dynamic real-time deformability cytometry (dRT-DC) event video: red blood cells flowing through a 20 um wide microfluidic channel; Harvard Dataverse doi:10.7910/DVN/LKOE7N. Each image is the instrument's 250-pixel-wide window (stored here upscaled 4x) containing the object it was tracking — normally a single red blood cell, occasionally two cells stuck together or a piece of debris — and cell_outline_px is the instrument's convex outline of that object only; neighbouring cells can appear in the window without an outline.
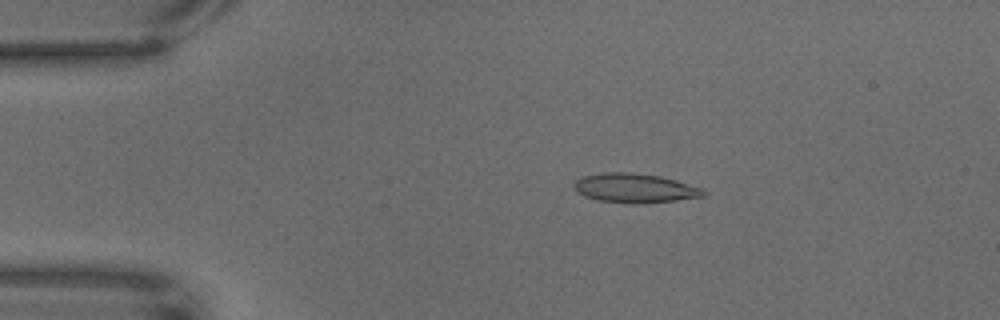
{"species": "common noctule bat (a hibernating species)", "species_latin": "Nyctalus noctula", "temperature_condition": "warm", "stored_images_in_passage": 67, "camera_frame_rate_fps": 3000, "um_per_image_px": 0.085, "animal": {"sex": "male", "body_mass_g": 18.8}, "frame": {"image": 1, "passage_image": 13, "time_ms": 4.0, "image_size_px": [1000, 320], "cell_outline_px": [[708, 192], [704, 196], [676, 200], [600, 200], [584, 196], [576, 192], [572, 188], [572, 184], [576, 180], [584, 176], [604, 172], [628, 172], [660, 176], [676, 180], [704, 188]], "centroid_in_image_um": [53.95, 15.93], "position_along_channel_um": 31.0, "area_um2": 21.04}}
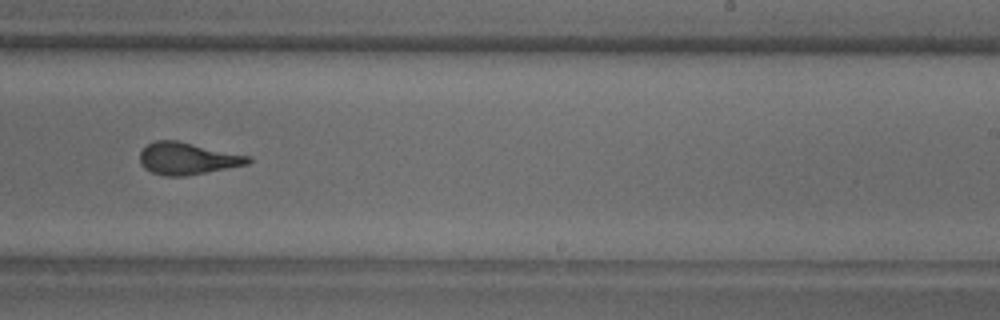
{"frame": {"image": 2, "passage_image": 42, "time_ms": 13.667, "image_size_px": [1000, 320], "cell_outline_px": [[252, 160], [248, 164], [228, 168], [184, 176], [164, 176], [152, 172], [144, 168], [140, 164], [140, 152], [148, 144], [156, 140], [176, 140], [252, 156]], "centroid_in_image_um": [15.94, 13.47], "position_along_channel_um": 273.1, "area_um2": 20.23}}
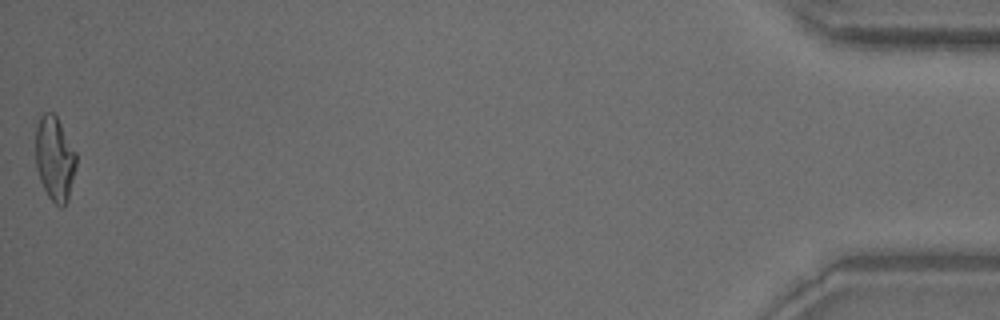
{"frame": {"image": 3, "passage_image": 67, "time_ms": 22.0, "image_size_px": [1000, 320], "cell_outline_px": [[76, 164], [68, 200], [60, 208], [48, 196], [40, 180], [36, 168], [36, 128], [40, 116], [44, 112], [52, 112], [56, 116], [76, 152]], "centroid_in_image_um": [4.64, 13.48], "position_along_channel_um": 430.6, "area_um2": 19.77}}